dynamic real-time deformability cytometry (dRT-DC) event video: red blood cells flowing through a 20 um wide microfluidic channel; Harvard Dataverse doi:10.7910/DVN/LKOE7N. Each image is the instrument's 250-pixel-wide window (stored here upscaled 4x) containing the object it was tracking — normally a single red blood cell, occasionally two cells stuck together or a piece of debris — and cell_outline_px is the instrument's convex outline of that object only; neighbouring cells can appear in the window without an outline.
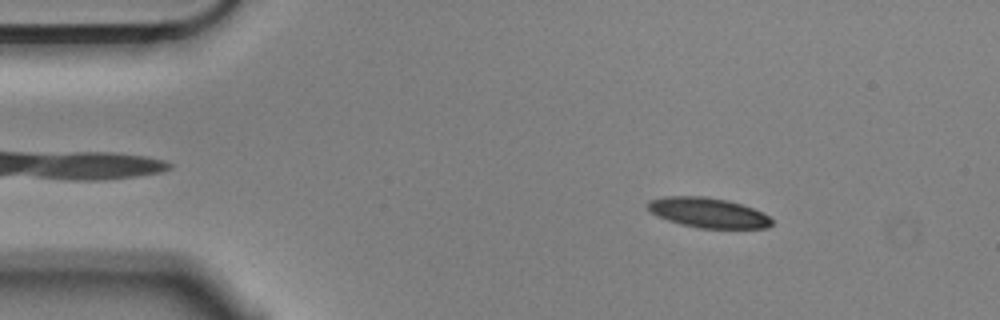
{"species": "Egyptian fruit bat (a non-hibernating species)", "species_latin": "Rousettus aegyptiacus", "temperature_condition": "cold", "stored_images_in_passage": 49, "camera_frame_rate_fps": 3000, "um_per_image_px": 0.085, "animal": {"sex": "male"}, "frame": {"image": 1, "passage_image": 1, "time_ms": 0.0, "image_size_px": [1000, 320], "cell_outline_px": [[772, 224], [768, 228], [700, 228], [680, 224], [668, 220], [652, 212], [648, 208], [648, 200], [664, 196], [704, 196], [728, 200], [752, 208], [768, 216], [772, 220]], "centroid_in_image_um": [60.18, 18.07], "position_along_channel_um": 24.8, "area_um2": 21.44}}
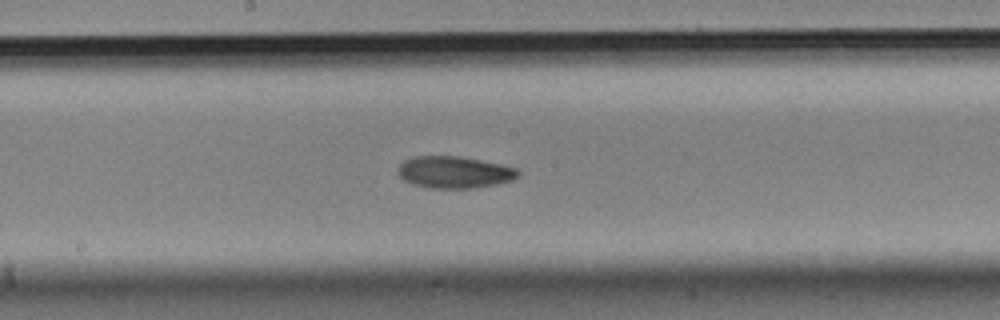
{"frame": {"image": 2, "passage_image": 22, "time_ms": 7.0, "image_size_px": [1000, 320], "cell_outline_px": [[520, 176], [512, 180], [496, 184], [472, 188], [428, 188], [412, 184], [404, 180], [396, 172], [396, 168], [404, 160], [412, 156], [460, 156], [500, 164], [516, 168], [520, 172]], "centroid_in_image_um": [38.58, 14.63], "position_along_channel_um": 209.6, "area_um2": 22.48}}
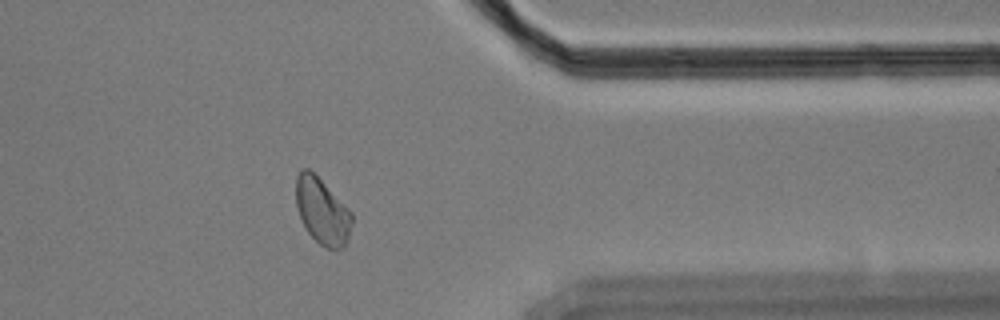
{"frame": {"image": 3, "passage_image": 38, "time_ms": 12.333, "image_size_px": [1000, 320], "cell_outline_px": [[352, 224], [348, 240], [344, 248], [328, 248], [320, 244], [308, 232], [300, 216], [296, 204], [296, 176], [304, 168], [308, 168], [352, 212]], "centroid_in_image_um": [27.4, 17.97], "position_along_channel_um": 384.0, "area_um2": 21.1}, "authors_computed_cell_mechanics": {"area_um2": 22.253, "velocity_mm_per_s": 3.5293, "shape_relaxation_time_tau1_ms": 9.1824, "shape_relaxation_time_tau2_ms": 7.9417, "deformation_change_tau1": 0.1798, "deformation_change_tau2": 0.1023}}